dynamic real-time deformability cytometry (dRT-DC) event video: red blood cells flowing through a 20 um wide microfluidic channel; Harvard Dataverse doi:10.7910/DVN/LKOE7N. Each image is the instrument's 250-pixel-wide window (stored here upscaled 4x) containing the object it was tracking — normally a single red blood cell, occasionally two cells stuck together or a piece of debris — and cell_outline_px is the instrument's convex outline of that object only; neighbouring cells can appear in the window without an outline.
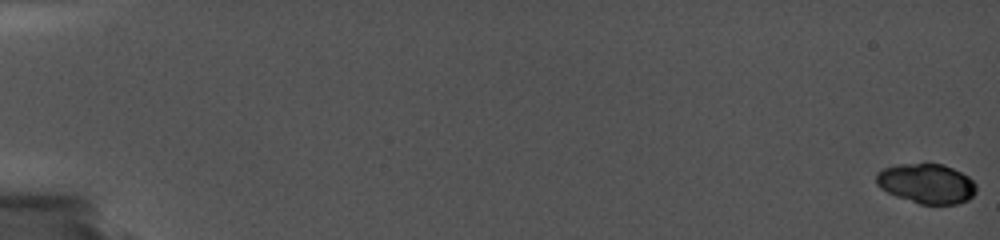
{"species": "common noctule bat (a hibernating species)", "species_latin": "Nyctalus noctula", "temperature_condition": "cold", "stored_images_in_passage": 14, "camera_frame_rate_fps": 5000, "um_per_image_px": 0.085, "animal": {"sex": "female", "body_mass_g": 19.0, "forearm_length_mm": 56.7}, "frame": {"image": 1, "passage_image": 1, "time_ms": 0.0, "image_size_px": [1000, 240], "cell_outline_px": [[976, 192], [968, 200], [956, 204], [920, 204], [896, 196], [880, 188], [876, 184], [876, 172], [884, 168], [896, 164], [944, 164], [968, 176], [976, 184]], "centroid_in_image_um": [78.75, 15.6], "position_along_channel_um": 6.3, "area_um2": 23.18}}
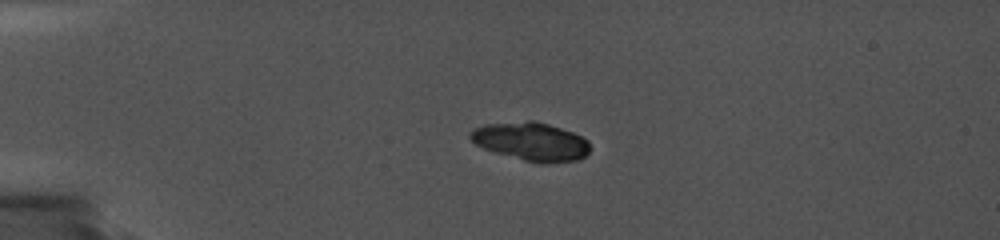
{"frame": {"image": 2, "passage_image": 10, "time_ms": 5.0, "image_size_px": [1000, 240], "cell_outline_px": [[588, 152], [584, 156], [576, 160], [524, 160], [496, 152], [484, 148], [476, 144], [468, 136], [468, 132], [472, 128], [484, 124], [528, 120], [536, 120], [572, 132], [588, 140]], "centroid_in_image_um": [45.06, 11.96], "position_along_channel_um": 39.9, "area_um2": 25.89}}